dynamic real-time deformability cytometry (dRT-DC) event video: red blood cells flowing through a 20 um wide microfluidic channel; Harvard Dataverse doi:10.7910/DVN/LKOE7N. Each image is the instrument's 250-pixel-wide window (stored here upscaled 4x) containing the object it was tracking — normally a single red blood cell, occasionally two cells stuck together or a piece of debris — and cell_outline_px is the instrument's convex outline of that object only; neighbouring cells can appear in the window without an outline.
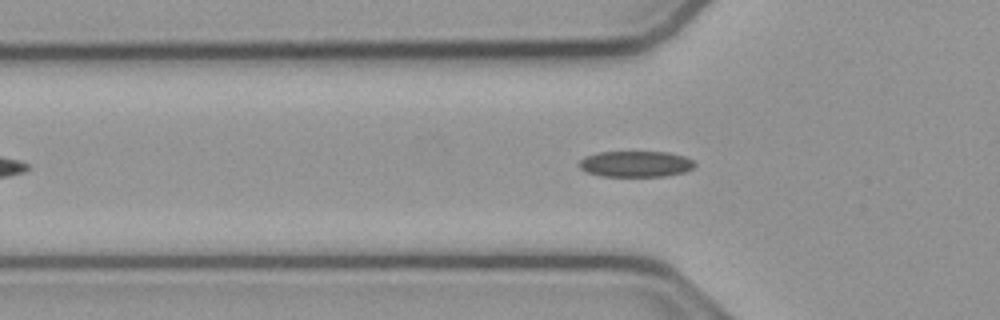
{"species": "common noctule bat (a hibernating species)", "species_latin": "Nyctalus noctula", "temperature_condition": "cold", "stored_images_in_passage": 46, "camera_frame_rate_fps": 3000, "um_per_image_px": 0.085, "animal": {"sex": "male", "body_mass_g": 23.1, "forearm_length_mm": 52.7}, "frame": {"image": 1, "passage_image": 13, "time_ms": 4.0, "image_size_px": [1000, 320], "cell_outline_px": [[696, 164], [692, 168], [684, 172], [664, 176], [600, 176], [588, 172], [580, 168], [576, 164], [584, 156], [600, 152], [668, 152], [684, 156], [692, 160]], "centroid_in_image_um": [54.0, 13.93], "position_along_channel_um": 71.8, "area_um2": 17.51}}
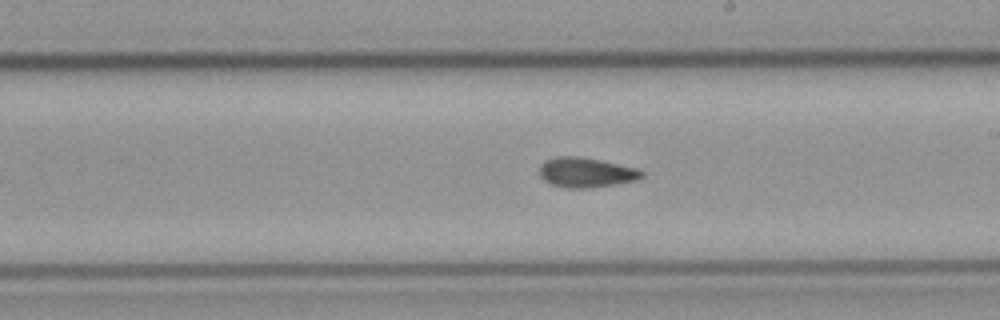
{"frame": {"image": 2, "passage_image": 26, "time_ms": 8.333, "image_size_px": [1000, 320], "cell_outline_px": [[644, 176], [636, 180], [616, 184], [588, 188], [568, 188], [552, 184], [544, 180], [540, 176], [540, 164], [544, 160], [556, 156], [580, 156], [636, 168], [644, 172]], "centroid_in_image_um": [49.79, 14.65], "position_along_channel_um": 239.2, "area_um2": 17.74}}
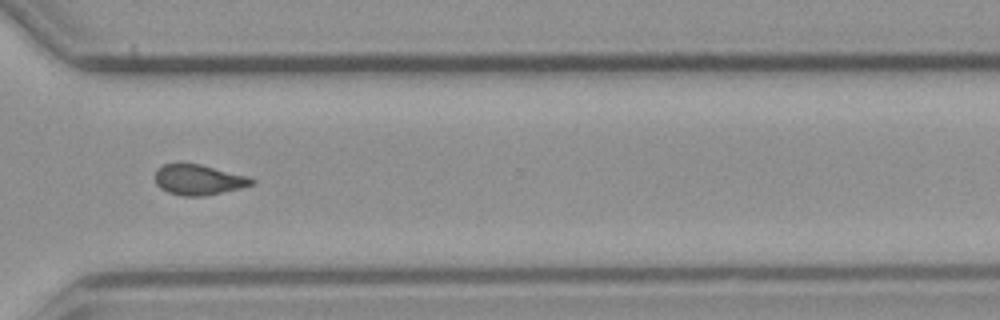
{"frame": {"image": 3, "passage_image": 35, "time_ms": 11.333, "image_size_px": [1000, 320], "cell_outline_px": [[256, 180], [252, 184], [240, 188], [204, 196], [184, 196], [168, 192], [160, 188], [156, 184], [156, 168], [164, 164], [200, 164], [248, 176]], "centroid_in_image_um": [16.87, 15.28], "position_along_channel_um": 353.7, "area_um2": 16.94}, "authors_computed_cell_mechanics": {"area_um2": 17.2822, "velocity_mm_per_s": 3.8223, "shape_relaxation_time_tau1_ms": null, "shape_relaxation_time_tau2_ms": 4.31, "deformation_change_tau1": null, "deformation_change_tau2": 0.1176}}